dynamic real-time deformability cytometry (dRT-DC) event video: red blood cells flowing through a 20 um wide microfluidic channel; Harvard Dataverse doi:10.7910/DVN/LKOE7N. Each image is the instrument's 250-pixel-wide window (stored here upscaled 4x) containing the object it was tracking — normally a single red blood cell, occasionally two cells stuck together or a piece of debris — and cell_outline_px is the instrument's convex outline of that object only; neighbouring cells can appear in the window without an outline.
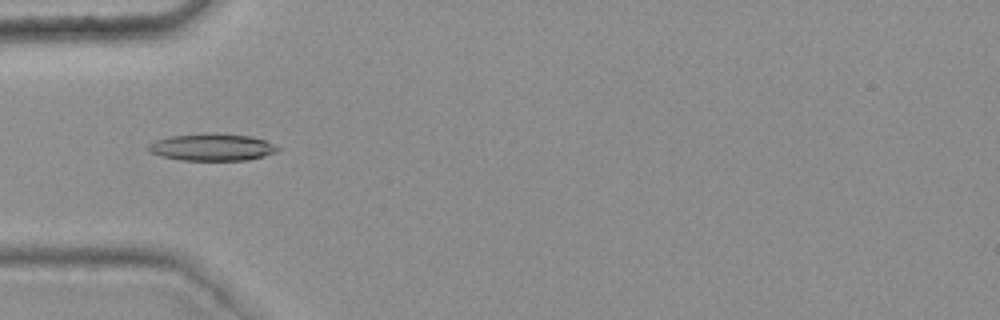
{"species": "common noctule bat (a hibernating species)", "species_latin": "Nyctalus noctula", "temperature_condition": "warm", "stored_images_in_passage": 40, "camera_frame_rate_fps": 3000, "um_per_image_px": 0.085, "animal": {"sex": "female", "body_mass_g": 25.1}, "frame": {"image": 1, "passage_image": 10, "time_ms": 3.0, "image_size_px": [1000, 320], "cell_outline_px": [[280, 148], [276, 152], [264, 156], [248, 160], [180, 160], [160, 156], [148, 152], [144, 148], [148, 144], [156, 140], [168, 136], [204, 132], [208, 132], [252, 136], [276, 144]], "centroid_in_image_um": [17.98, 12.5], "position_along_channel_um": 67.0, "area_um2": 20.92}}
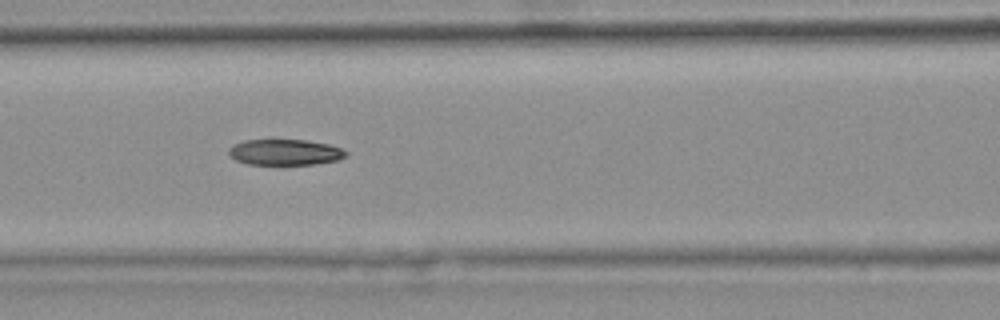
{"frame": {"image": 2, "passage_image": 16, "time_ms": 5.0, "image_size_px": [1000, 320], "cell_outline_px": [[348, 156], [336, 160], [316, 164], [248, 164], [236, 160], [228, 152], [228, 148], [232, 144], [244, 140], [304, 140], [328, 144], [340, 148], [348, 152]], "centroid_in_image_um": [24.22, 12.93], "position_along_channel_um": 142.4, "area_um2": 17.57}}
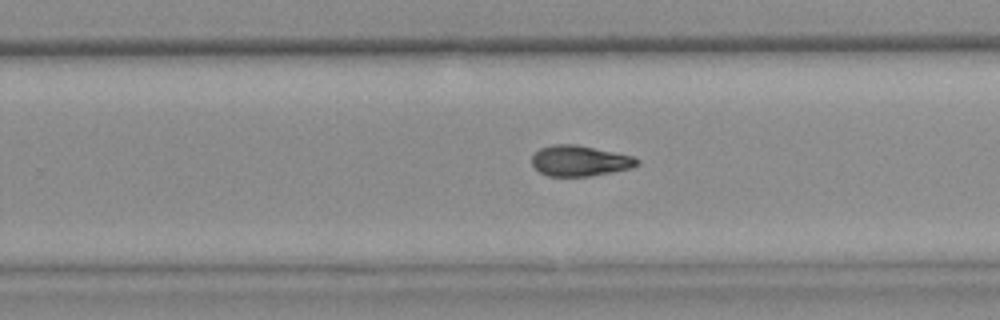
{"frame": {"image": 3, "passage_image": 27, "time_ms": 8.667, "image_size_px": [1000, 320], "cell_outline_px": [[640, 164], [632, 168], [592, 176], [548, 176], [540, 172], [532, 164], [532, 156], [540, 148], [556, 144], [576, 144], [636, 156], [640, 160]], "centroid_in_image_um": [49.34, 13.67], "position_along_channel_um": 280.5, "area_um2": 18.96}, "authors_computed_cell_mechanics": {"area_um2": 18.9584, "velocity_mm_per_s": 3.7756, "shape_relaxation_time_tau1_ms": 10.426, "shape_relaxation_time_tau2_ms": 4.7099, "deformation_change_tau1": 0.2256, "deformation_change_tau2": 0.122}}